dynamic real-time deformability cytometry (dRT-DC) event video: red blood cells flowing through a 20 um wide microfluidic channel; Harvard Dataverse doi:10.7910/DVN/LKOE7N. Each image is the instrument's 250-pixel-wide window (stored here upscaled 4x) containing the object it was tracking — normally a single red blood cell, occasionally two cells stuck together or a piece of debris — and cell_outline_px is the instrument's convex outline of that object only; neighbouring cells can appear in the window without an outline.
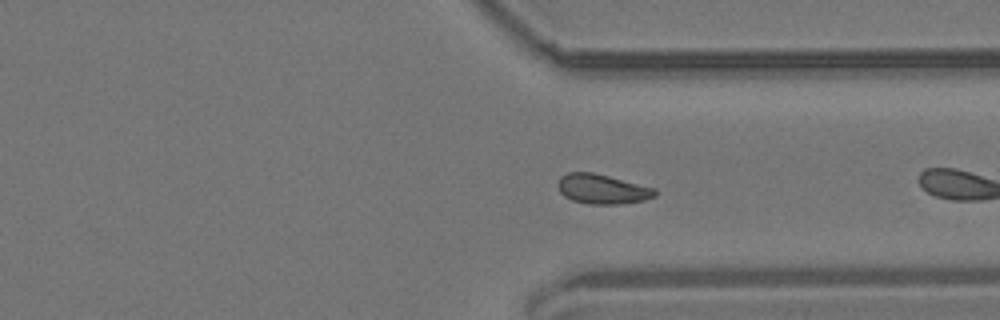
{"species": "common noctule bat (a hibernating species)", "species_latin": "Nyctalus noctula", "temperature_condition": "room temperature", "stored_images_in_passage": 25, "camera_frame_rate_fps": 3000, "um_per_image_px": 0.085, "animal": {"sex": "male", "body_mass_g": 19.2, "forearm_length_mm": 51.8}, "frame": {"image": 1, "passage_image": 22, "time_ms": 7.0, "image_size_px": [1000, 320], "cell_outline_px": [[656, 196], [644, 200], [620, 204], [588, 204], [572, 200], [564, 196], [560, 192], [556, 184], [560, 176], [568, 172], [592, 172], [656, 188]], "centroid_in_image_um": [51.16, 16.07], "position_along_channel_um": 360.2, "area_um2": 16.88}, "authors_computed_cell_mechanics": {"area_um2": 16.4152, "velocity_mm_per_s": 3.6521, "shape_relaxation_time_tau1_ms": 5.5548, "shape_relaxation_time_tau2_ms": 3.2125, "deformation_change_tau1": 0.0963, "deformation_change_tau2": 0.0869}}